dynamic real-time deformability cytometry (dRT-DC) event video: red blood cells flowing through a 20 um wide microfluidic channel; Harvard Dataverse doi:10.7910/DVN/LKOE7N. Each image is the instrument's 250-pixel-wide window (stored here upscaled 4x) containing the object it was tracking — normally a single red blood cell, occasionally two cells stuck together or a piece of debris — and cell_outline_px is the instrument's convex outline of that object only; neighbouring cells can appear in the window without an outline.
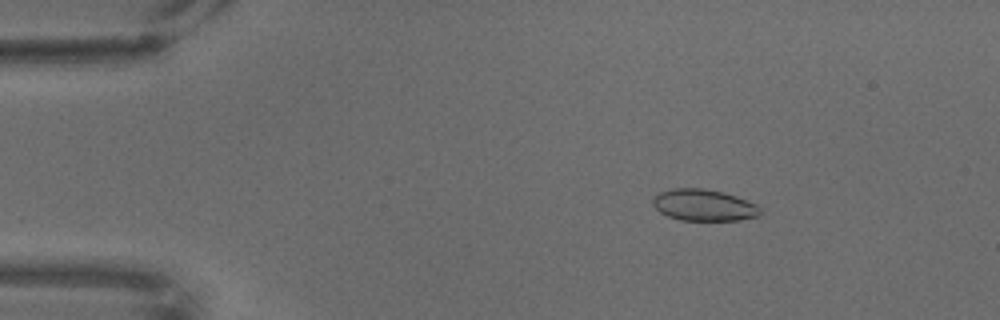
{"species": "common noctule bat (a hibernating species)", "species_latin": "Nyctalus noctula", "temperature_condition": "warm", "stored_images_in_passage": 70, "camera_frame_rate_fps": 3000, "um_per_image_px": 0.085, "animal": {"sex": "male", "body_mass_g": 18.8}, "frame": {"image": 1, "passage_image": 11, "time_ms": 3.333, "image_size_px": [1000, 320], "cell_outline_px": [[760, 212], [756, 216], [736, 220], [680, 220], [668, 216], [660, 212], [652, 204], [652, 196], [660, 192], [676, 188], [704, 188], [724, 192], [736, 196], [756, 204], [760, 208]], "centroid_in_image_um": [59.78, 17.42], "position_along_channel_um": 25.2, "area_um2": 19.65}}
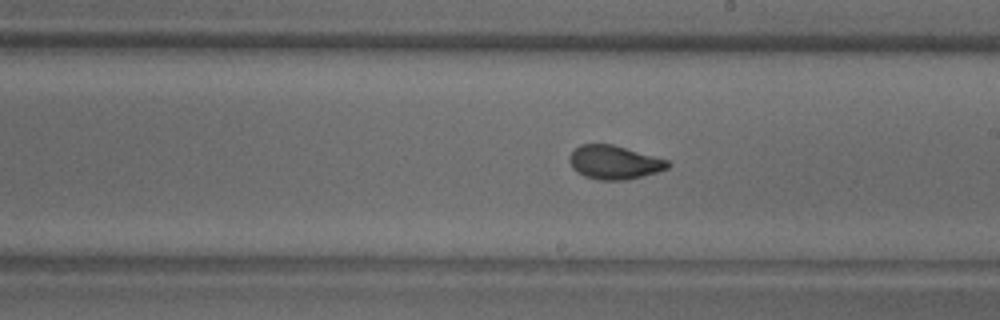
{"frame": {"image": 2, "passage_image": 40, "time_ms": 13.0, "image_size_px": [1000, 320], "cell_outline_px": [[672, 164], [668, 168], [656, 172], [624, 180], [600, 180], [584, 176], [576, 172], [572, 168], [568, 160], [572, 152], [580, 144], [612, 144], [668, 160]], "centroid_in_image_um": [52.19, 13.8], "position_along_channel_um": 236.8, "area_um2": 19.19}}
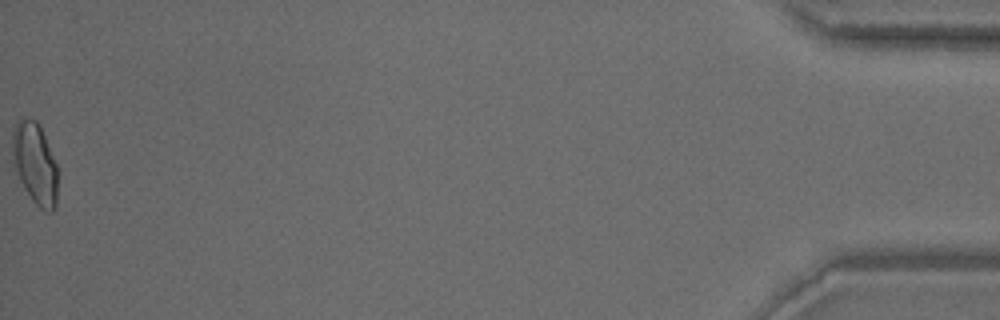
{"frame": {"image": 3, "passage_image": 70, "time_ms": 23.0, "image_size_px": [1000, 320], "cell_outline_px": [[56, 204], [52, 212], [48, 212], [40, 208], [32, 200], [24, 188], [12, 164], [12, 128], [16, 120], [20, 116], [36, 120], [40, 124], [56, 164]], "centroid_in_image_um": [2.92, 13.83], "position_along_channel_um": 432.3, "area_um2": 21.73}}